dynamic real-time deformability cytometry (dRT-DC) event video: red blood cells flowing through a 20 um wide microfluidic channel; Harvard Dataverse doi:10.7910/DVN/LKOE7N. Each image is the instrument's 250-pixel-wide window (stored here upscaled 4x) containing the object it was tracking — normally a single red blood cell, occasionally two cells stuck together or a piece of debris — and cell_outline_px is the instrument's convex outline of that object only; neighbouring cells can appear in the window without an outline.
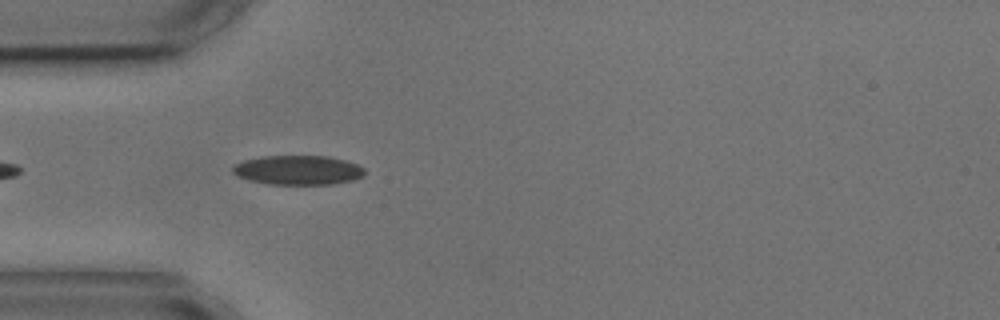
{"species": "common noctule bat (a hibernating species)", "species_latin": "Nyctalus noctula", "temperature_condition": "cold", "stored_images_in_passage": 8, "camera_frame_rate_fps": 3000, "um_per_image_px": 0.085, "animal": {"sex": "male", "body_mass_g": 17.9, "forearm_length_mm": 54.2}, "frame": {"image": 1, "passage_image": 5, "time_ms": 4.667, "image_size_px": [1000, 320], "cell_outline_px": [[364, 176], [352, 180], [332, 184], [268, 184], [252, 180], [240, 176], [232, 172], [232, 168], [236, 164], [244, 160], [260, 156], [328, 156], [344, 160], [356, 164], [364, 168]], "centroid_in_image_um": [25.35, 14.45], "position_along_channel_um": 59.7, "area_um2": 22.37}}